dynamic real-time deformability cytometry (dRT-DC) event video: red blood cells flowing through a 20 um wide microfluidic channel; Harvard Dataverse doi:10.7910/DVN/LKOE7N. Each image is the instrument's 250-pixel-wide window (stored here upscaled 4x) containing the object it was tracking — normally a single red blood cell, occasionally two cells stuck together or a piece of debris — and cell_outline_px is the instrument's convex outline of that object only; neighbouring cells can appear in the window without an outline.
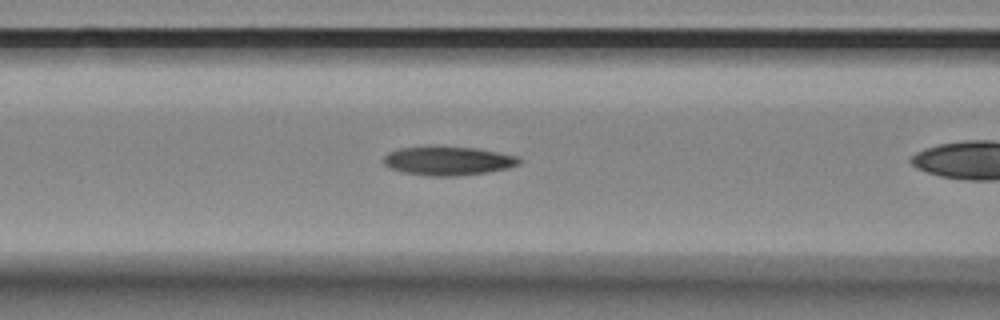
{"species": "Egyptian fruit bat (a non-hibernating species)", "species_latin": "Rousettus aegyptiacus", "temperature_condition": "room temperature", "stored_images_in_passage": 26, "camera_frame_rate_fps": 3000, "um_per_image_px": 0.085, "animal": {"sex": "female"}, "frame": {"image": 1, "passage_image": 4, "time_ms": 1.0, "image_size_px": [1000, 320], "cell_outline_px": [[520, 164], [508, 168], [488, 172], [456, 176], [428, 176], [404, 172], [392, 168], [384, 164], [384, 156], [388, 152], [400, 148], [476, 148], [520, 156]], "centroid_in_image_um": [38.14, 13.69], "position_along_channel_um": 128.5, "area_um2": 22.25}}
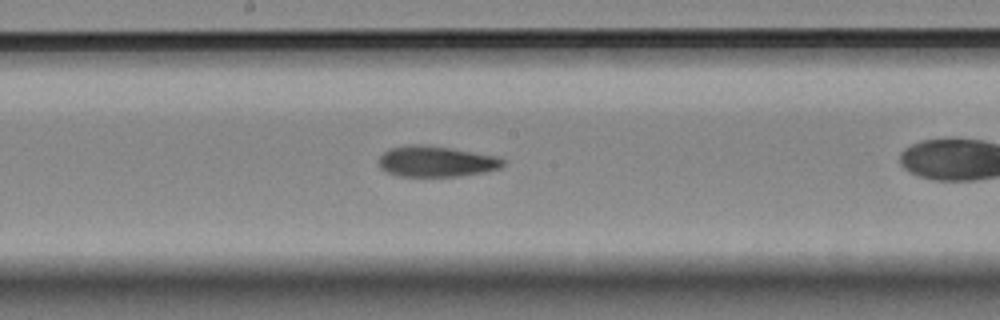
{"frame": {"image": 2, "passage_image": 11, "time_ms": 3.333, "image_size_px": [1000, 320], "cell_outline_px": [[504, 164], [500, 168], [484, 172], [456, 176], [396, 176], [380, 168], [380, 156], [384, 152], [392, 148], [408, 144], [424, 144], [452, 148], [500, 156], [504, 160]], "centroid_in_image_um": [37.1, 13.71], "position_along_channel_um": 211.1, "area_um2": 22.37}}
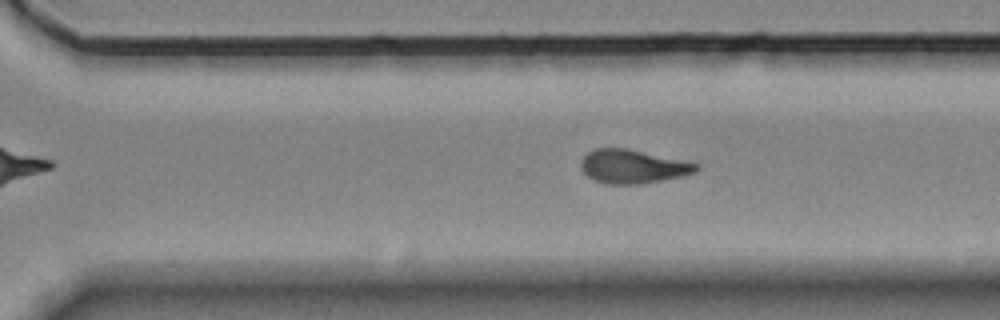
{"frame": {"image": 3, "passage_image": 20, "time_ms": 6.333, "image_size_px": [1000, 320], "cell_outline_px": [[700, 168], [696, 172], [680, 176], [640, 184], [608, 184], [596, 180], [588, 176], [580, 168], [580, 164], [584, 156], [592, 148], [628, 148], [700, 164]], "centroid_in_image_um": [53.78, 14.14], "position_along_channel_um": 316.8, "area_um2": 22.54}}